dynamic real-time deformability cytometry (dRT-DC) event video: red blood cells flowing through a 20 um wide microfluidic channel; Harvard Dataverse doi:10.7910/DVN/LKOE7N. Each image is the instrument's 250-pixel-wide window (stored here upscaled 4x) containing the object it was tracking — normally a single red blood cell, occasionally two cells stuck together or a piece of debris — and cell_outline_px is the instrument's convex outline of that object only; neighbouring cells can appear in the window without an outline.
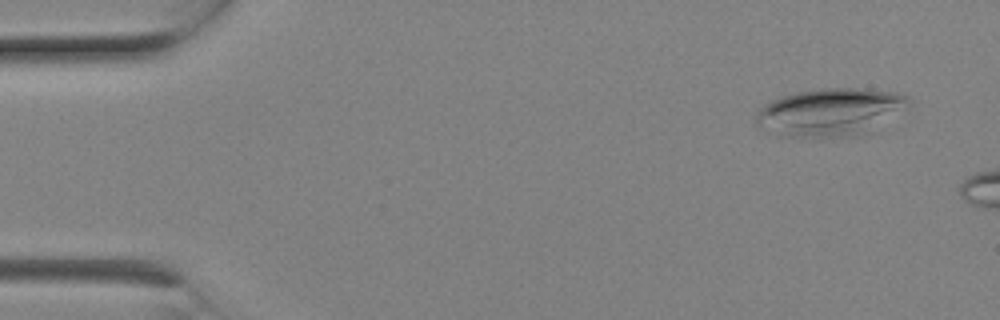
{"species": "Egyptian fruit bat (a non-hibernating species)", "species_latin": "Rousettus aegyptiacus", "temperature_condition": "room temperature", "stored_images_in_passage": 3, "camera_frame_rate_fps": 3000, "um_per_image_px": 0.085, "animal": {"sex": "female"}, "frame": {"image": 1, "passage_image": 1, "time_ms": 0.0, "image_size_px": [1000, 320], "cell_outline_px": [[912, 104], [908, 108], [876, 132], [856, 136], [776, 136], [760, 128], [752, 120], [756, 112], [764, 104], [780, 96], [792, 92], [820, 88], [860, 88], [896, 92], [908, 96], [912, 100]], "centroid_in_image_um": [70.62, 9.53], "position_along_channel_um": 14.4, "area_um2": 43.87}}